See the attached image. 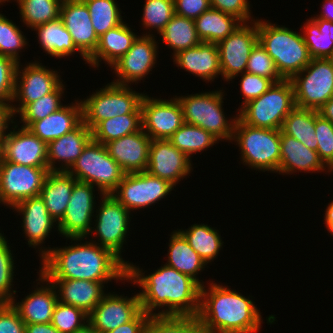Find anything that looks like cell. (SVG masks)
Segmentation results:
<instances>
[{"mask_svg": "<svg viewBox=\"0 0 333 333\" xmlns=\"http://www.w3.org/2000/svg\"><path fill=\"white\" fill-rule=\"evenodd\" d=\"M88 237H67L77 244L63 248H38L41 258L39 272L47 279H82L108 283L127 281V265L112 251L101 247ZM80 241V243H78ZM43 247V248H42Z\"/></svg>", "mask_w": 333, "mask_h": 333, "instance_id": "cell-1", "label": "cell"}, {"mask_svg": "<svg viewBox=\"0 0 333 333\" xmlns=\"http://www.w3.org/2000/svg\"><path fill=\"white\" fill-rule=\"evenodd\" d=\"M38 275L39 278L36 281H39L37 284L41 287H37L38 285L36 288L33 287L35 290L23 298L21 302H16L15 299L11 302L25 324L51 323L53 310L58 302L54 285L40 272ZM43 282H46L45 286Z\"/></svg>", "mask_w": 333, "mask_h": 333, "instance_id": "cell-24", "label": "cell"}, {"mask_svg": "<svg viewBox=\"0 0 333 333\" xmlns=\"http://www.w3.org/2000/svg\"><path fill=\"white\" fill-rule=\"evenodd\" d=\"M12 104H0V146L5 136L7 135L6 130L9 131L10 123L13 124L16 122L13 121L14 115L12 112ZM9 124V125H8Z\"/></svg>", "mask_w": 333, "mask_h": 333, "instance_id": "cell-58", "label": "cell"}, {"mask_svg": "<svg viewBox=\"0 0 333 333\" xmlns=\"http://www.w3.org/2000/svg\"><path fill=\"white\" fill-rule=\"evenodd\" d=\"M138 36L129 51L116 61L113 68L118 79L112 83L130 86L144 79L157 63L158 42L153 34ZM130 84V85H129Z\"/></svg>", "mask_w": 333, "mask_h": 333, "instance_id": "cell-17", "label": "cell"}, {"mask_svg": "<svg viewBox=\"0 0 333 333\" xmlns=\"http://www.w3.org/2000/svg\"><path fill=\"white\" fill-rule=\"evenodd\" d=\"M211 8L234 16L242 23L255 21L251 17L250 3L248 0H210Z\"/></svg>", "mask_w": 333, "mask_h": 333, "instance_id": "cell-54", "label": "cell"}, {"mask_svg": "<svg viewBox=\"0 0 333 333\" xmlns=\"http://www.w3.org/2000/svg\"><path fill=\"white\" fill-rule=\"evenodd\" d=\"M76 178L64 171H50L46 176L40 197L50 216L59 222L67 209Z\"/></svg>", "mask_w": 333, "mask_h": 333, "instance_id": "cell-32", "label": "cell"}, {"mask_svg": "<svg viewBox=\"0 0 333 333\" xmlns=\"http://www.w3.org/2000/svg\"><path fill=\"white\" fill-rule=\"evenodd\" d=\"M168 140L190 159L193 153H200L219 142L208 131L188 123H184Z\"/></svg>", "mask_w": 333, "mask_h": 333, "instance_id": "cell-41", "label": "cell"}, {"mask_svg": "<svg viewBox=\"0 0 333 333\" xmlns=\"http://www.w3.org/2000/svg\"><path fill=\"white\" fill-rule=\"evenodd\" d=\"M280 166L278 173L293 174L295 172H324L326 166L320 160L317 151L307 148L300 141L284 134L280 137Z\"/></svg>", "mask_w": 333, "mask_h": 333, "instance_id": "cell-30", "label": "cell"}, {"mask_svg": "<svg viewBox=\"0 0 333 333\" xmlns=\"http://www.w3.org/2000/svg\"><path fill=\"white\" fill-rule=\"evenodd\" d=\"M281 130L259 128L244 124L237 118L232 141L241 150L244 165L257 171L278 173L280 166Z\"/></svg>", "mask_w": 333, "mask_h": 333, "instance_id": "cell-5", "label": "cell"}, {"mask_svg": "<svg viewBox=\"0 0 333 333\" xmlns=\"http://www.w3.org/2000/svg\"><path fill=\"white\" fill-rule=\"evenodd\" d=\"M33 30L37 32L38 42L46 54L63 58L71 56L77 51L88 63V59L74 45L72 36L65 28L61 18L39 25Z\"/></svg>", "mask_w": 333, "mask_h": 333, "instance_id": "cell-34", "label": "cell"}, {"mask_svg": "<svg viewBox=\"0 0 333 333\" xmlns=\"http://www.w3.org/2000/svg\"><path fill=\"white\" fill-rule=\"evenodd\" d=\"M136 266L127 265V280L142 289L138 295L146 314L198 316L201 285L197 281L166 264L146 276L144 270ZM158 308L162 310L156 313Z\"/></svg>", "mask_w": 333, "mask_h": 333, "instance_id": "cell-2", "label": "cell"}, {"mask_svg": "<svg viewBox=\"0 0 333 333\" xmlns=\"http://www.w3.org/2000/svg\"><path fill=\"white\" fill-rule=\"evenodd\" d=\"M0 333H25V323L11 303H0Z\"/></svg>", "mask_w": 333, "mask_h": 333, "instance_id": "cell-55", "label": "cell"}, {"mask_svg": "<svg viewBox=\"0 0 333 333\" xmlns=\"http://www.w3.org/2000/svg\"><path fill=\"white\" fill-rule=\"evenodd\" d=\"M60 18L72 36L76 48L88 59L96 50L99 37L83 0H63Z\"/></svg>", "mask_w": 333, "mask_h": 333, "instance_id": "cell-22", "label": "cell"}, {"mask_svg": "<svg viewBox=\"0 0 333 333\" xmlns=\"http://www.w3.org/2000/svg\"><path fill=\"white\" fill-rule=\"evenodd\" d=\"M92 140L91 129L82 121L75 129L47 144L49 171L67 172ZM60 167H56L57 162Z\"/></svg>", "mask_w": 333, "mask_h": 333, "instance_id": "cell-26", "label": "cell"}, {"mask_svg": "<svg viewBox=\"0 0 333 333\" xmlns=\"http://www.w3.org/2000/svg\"><path fill=\"white\" fill-rule=\"evenodd\" d=\"M77 181L98 187L102 195L112 194L126 174L108 154L104 144L91 140L67 171Z\"/></svg>", "mask_w": 333, "mask_h": 333, "instance_id": "cell-8", "label": "cell"}, {"mask_svg": "<svg viewBox=\"0 0 333 333\" xmlns=\"http://www.w3.org/2000/svg\"><path fill=\"white\" fill-rule=\"evenodd\" d=\"M174 186L147 171L126 173L112 195L131 213L147 208L169 195Z\"/></svg>", "mask_w": 333, "mask_h": 333, "instance_id": "cell-13", "label": "cell"}, {"mask_svg": "<svg viewBox=\"0 0 333 333\" xmlns=\"http://www.w3.org/2000/svg\"><path fill=\"white\" fill-rule=\"evenodd\" d=\"M318 114L330 122L333 123V97L329 99L322 107L318 110Z\"/></svg>", "mask_w": 333, "mask_h": 333, "instance_id": "cell-61", "label": "cell"}, {"mask_svg": "<svg viewBox=\"0 0 333 333\" xmlns=\"http://www.w3.org/2000/svg\"><path fill=\"white\" fill-rule=\"evenodd\" d=\"M73 333H98L93 327L92 325L88 322L86 323L83 327H81L80 329H77L75 332Z\"/></svg>", "mask_w": 333, "mask_h": 333, "instance_id": "cell-63", "label": "cell"}, {"mask_svg": "<svg viewBox=\"0 0 333 333\" xmlns=\"http://www.w3.org/2000/svg\"><path fill=\"white\" fill-rule=\"evenodd\" d=\"M14 125L1 144L0 157L9 162L31 167H48L47 143L25 127Z\"/></svg>", "mask_w": 333, "mask_h": 333, "instance_id": "cell-19", "label": "cell"}, {"mask_svg": "<svg viewBox=\"0 0 333 333\" xmlns=\"http://www.w3.org/2000/svg\"><path fill=\"white\" fill-rule=\"evenodd\" d=\"M10 2V0H0V4H3V3H5V2Z\"/></svg>", "mask_w": 333, "mask_h": 333, "instance_id": "cell-65", "label": "cell"}, {"mask_svg": "<svg viewBox=\"0 0 333 333\" xmlns=\"http://www.w3.org/2000/svg\"><path fill=\"white\" fill-rule=\"evenodd\" d=\"M143 6V27L149 30L154 28L158 34L175 14L173 0H145Z\"/></svg>", "mask_w": 333, "mask_h": 333, "instance_id": "cell-47", "label": "cell"}, {"mask_svg": "<svg viewBox=\"0 0 333 333\" xmlns=\"http://www.w3.org/2000/svg\"><path fill=\"white\" fill-rule=\"evenodd\" d=\"M222 90L178 96L184 122L199 126L211 133L219 141H232L234 125L238 115L225 117Z\"/></svg>", "mask_w": 333, "mask_h": 333, "instance_id": "cell-7", "label": "cell"}, {"mask_svg": "<svg viewBox=\"0 0 333 333\" xmlns=\"http://www.w3.org/2000/svg\"><path fill=\"white\" fill-rule=\"evenodd\" d=\"M88 323V314L72 305L56 303L51 324L60 333H73Z\"/></svg>", "mask_w": 333, "mask_h": 333, "instance_id": "cell-48", "label": "cell"}, {"mask_svg": "<svg viewBox=\"0 0 333 333\" xmlns=\"http://www.w3.org/2000/svg\"><path fill=\"white\" fill-rule=\"evenodd\" d=\"M99 205L94 215L95 225L91 229V233L95 231L94 235L99 238L93 242L109 249L128 265L129 261L122 258L121 251L130 229L131 214L112 194L102 195Z\"/></svg>", "mask_w": 333, "mask_h": 333, "instance_id": "cell-11", "label": "cell"}, {"mask_svg": "<svg viewBox=\"0 0 333 333\" xmlns=\"http://www.w3.org/2000/svg\"><path fill=\"white\" fill-rule=\"evenodd\" d=\"M274 82L262 76L244 72L241 74L240 91L244 97L241 107L252 99L260 97Z\"/></svg>", "mask_w": 333, "mask_h": 333, "instance_id": "cell-53", "label": "cell"}, {"mask_svg": "<svg viewBox=\"0 0 333 333\" xmlns=\"http://www.w3.org/2000/svg\"><path fill=\"white\" fill-rule=\"evenodd\" d=\"M324 224H326V229L333 236V200L330 202L324 213Z\"/></svg>", "mask_w": 333, "mask_h": 333, "instance_id": "cell-62", "label": "cell"}, {"mask_svg": "<svg viewBox=\"0 0 333 333\" xmlns=\"http://www.w3.org/2000/svg\"><path fill=\"white\" fill-rule=\"evenodd\" d=\"M138 35L134 33L124 21L109 29L99 37L98 46L95 52L88 58V63L92 68L100 66L103 60L105 64L111 67L132 47Z\"/></svg>", "mask_w": 333, "mask_h": 333, "instance_id": "cell-31", "label": "cell"}, {"mask_svg": "<svg viewBox=\"0 0 333 333\" xmlns=\"http://www.w3.org/2000/svg\"><path fill=\"white\" fill-rule=\"evenodd\" d=\"M174 12L189 19H197L211 8L210 0H173Z\"/></svg>", "mask_w": 333, "mask_h": 333, "instance_id": "cell-56", "label": "cell"}, {"mask_svg": "<svg viewBox=\"0 0 333 333\" xmlns=\"http://www.w3.org/2000/svg\"><path fill=\"white\" fill-rule=\"evenodd\" d=\"M142 130L152 139L168 140L185 122L175 95L169 100L145 95L141 100Z\"/></svg>", "mask_w": 333, "mask_h": 333, "instance_id": "cell-16", "label": "cell"}, {"mask_svg": "<svg viewBox=\"0 0 333 333\" xmlns=\"http://www.w3.org/2000/svg\"><path fill=\"white\" fill-rule=\"evenodd\" d=\"M315 134L318 141L317 153L320 160L333 173V123L322 118L315 110Z\"/></svg>", "mask_w": 333, "mask_h": 333, "instance_id": "cell-50", "label": "cell"}, {"mask_svg": "<svg viewBox=\"0 0 333 333\" xmlns=\"http://www.w3.org/2000/svg\"><path fill=\"white\" fill-rule=\"evenodd\" d=\"M245 72L269 78L274 83L283 80L275 67L273 59L259 42L250 53Z\"/></svg>", "mask_w": 333, "mask_h": 333, "instance_id": "cell-51", "label": "cell"}, {"mask_svg": "<svg viewBox=\"0 0 333 333\" xmlns=\"http://www.w3.org/2000/svg\"><path fill=\"white\" fill-rule=\"evenodd\" d=\"M169 239L168 259L166 265L186 274L197 281L201 286L204 282L197 278V274L204 271L207 263L189 245L184 236L177 230L171 233Z\"/></svg>", "mask_w": 333, "mask_h": 333, "instance_id": "cell-33", "label": "cell"}, {"mask_svg": "<svg viewBox=\"0 0 333 333\" xmlns=\"http://www.w3.org/2000/svg\"><path fill=\"white\" fill-rule=\"evenodd\" d=\"M257 19L258 42L273 59L279 75L291 79L311 60L303 35L285 26Z\"/></svg>", "mask_w": 333, "mask_h": 333, "instance_id": "cell-4", "label": "cell"}, {"mask_svg": "<svg viewBox=\"0 0 333 333\" xmlns=\"http://www.w3.org/2000/svg\"><path fill=\"white\" fill-rule=\"evenodd\" d=\"M188 333H212L208 329L197 323Z\"/></svg>", "mask_w": 333, "mask_h": 333, "instance_id": "cell-64", "label": "cell"}, {"mask_svg": "<svg viewBox=\"0 0 333 333\" xmlns=\"http://www.w3.org/2000/svg\"><path fill=\"white\" fill-rule=\"evenodd\" d=\"M151 141L141 128L133 134L106 143L105 147L125 173H138L147 169Z\"/></svg>", "mask_w": 333, "mask_h": 333, "instance_id": "cell-23", "label": "cell"}, {"mask_svg": "<svg viewBox=\"0 0 333 333\" xmlns=\"http://www.w3.org/2000/svg\"><path fill=\"white\" fill-rule=\"evenodd\" d=\"M302 28L311 59H330L333 56V22L310 18Z\"/></svg>", "mask_w": 333, "mask_h": 333, "instance_id": "cell-36", "label": "cell"}, {"mask_svg": "<svg viewBox=\"0 0 333 333\" xmlns=\"http://www.w3.org/2000/svg\"><path fill=\"white\" fill-rule=\"evenodd\" d=\"M197 323L193 316L153 315L146 333H188Z\"/></svg>", "mask_w": 333, "mask_h": 333, "instance_id": "cell-49", "label": "cell"}, {"mask_svg": "<svg viewBox=\"0 0 333 333\" xmlns=\"http://www.w3.org/2000/svg\"><path fill=\"white\" fill-rule=\"evenodd\" d=\"M18 27L12 20L0 13V56L12 58L20 63L19 51L28 43L27 38Z\"/></svg>", "mask_w": 333, "mask_h": 333, "instance_id": "cell-45", "label": "cell"}, {"mask_svg": "<svg viewBox=\"0 0 333 333\" xmlns=\"http://www.w3.org/2000/svg\"><path fill=\"white\" fill-rule=\"evenodd\" d=\"M64 84L61 83L53 92L42 96L36 101L27 104L18 114L23 123L22 127L27 128L32 122L44 119L53 112L59 110L63 100Z\"/></svg>", "mask_w": 333, "mask_h": 333, "instance_id": "cell-44", "label": "cell"}, {"mask_svg": "<svg viewBox=\"0 0 333 333\" xmlns=\"http://www.w3.org/2000/svg\"><path fill=\"white\" fill-rule=\"evenodd\" d=\"M14 211L22 215V228L26 236L29 247L38 248L45 239L49 237L51 229L58 222L54 220L47 210L44 200L40 196L27 198L13 208ZM21 213V214H20Z\"/></svg>", "mask_w": 333, "mask_h": 333, "instance_id": "cell-25", "label": "cell"}, {"mask_svg": "<svg viewBox=\"0 0 333 333\" xmlns=\"http://www.w3.org/2000/svg\"><path fill=\"white\" fill-rule=\"evenodd\" d=\"M89 9L95 33L100 37L123 22L121 10L115 0H83Z\"/></svg>", "mask_w": 333, "mask_h": 333, "instance_id": "cell-43", "label": "cell"}, {"mask_svg": "<svg viewBox=\"0 0 333 333\" xmlns=\"http://www.w3.org/2000/svg\"><path fill=\"white\" fill-rule=\"evenodd\" d=\"M256 306L249 297L210 281L208 289L201 286L200 309L196 318L212 333H257L263 320Z\"/></svg>", "mask_w": 333, "mask_h": 333, "instance_id": "cell-3", "label": "cell"}, {"mask_svg": "<svg viewBox=\"0 0 333 333\" xmlns=\"http://www.w3.org/2000/svg\"><path fill=\"white\" fill-rule=\"evenodd\" d=\"M18 64L12 58L0 56V104L12 102Z\"/></svg>", "mask_w": 333, "mask_h": 333, "instance_id": "cell-52", "label": "cell"}, {"mask_svg": "<svg viewBox=\"0 0 333 333\" xmlns=\"http://www.w3.org/2000/svg\"><path fill=\"white\" fill-rule=\"evenodd\" d=\"M41 64L37 61L28 63L26 67L18 64L12 102L18 101L19 104L18 107L15 104L11 106L13 115L18 114L27 104L53 92L63 82L58 71Z\"/></svg>", "mask_w": 333, "mask_h": 333, "instance_id": "cell-14", "label": "cell"}, {"mask_svg": "<svg viewBox=\"0 0 333 333\" xmlns=\"http://www.w3.org/2000/svg\"><path fill=\"white\" fill-rule=\"evenodd\" d=\"M144 93H138L127 85L108 83L87 99L81 100L83 122L93 129L100 121L130 113H141Z\"/></svg>", "mask_w": 333, "mask_h": 333, "instance_id": "cell-9", "label": "cell"}, {"mask_svg": "<svg viewBox=\"0 0 333 333\" xmlns=\"http://www.w3.org/2000/svg\"><path fill=\"white\" fill-rule=\"evenodd\" d=\"M174 64L204 81H214L221 75L219 50L216 43L201 41L197 46L179 51L173 57Z\"/></svg>", "mask_w": 333, "mask_h": 333, "instance_id": "cell-27", "label": "cell"}, {"mask_svg": "<svg viewBox=\"0 0 333 333\" xmlns=\"http://www.w3.org/2000/svg\"><path fill=\"white\" fill-rule=\"evenodd\" d=\"M57 291L58 301L90 314L103 299L104 283L82 279H48Z\"/></svg>", "mask_w": 333, "mask_h": 333, "instance_id": "cell-28", "label": "cell"}, {"mask_svg": "<svg viewBox=\"0 0 333 333\" xmlns=\"http://www.w3.org/2000/svg\"><path fill=\"white\" fill-rule=\"evenodd\" d=\"M250 25L249 22L242 23L217 43L222 78L227 82L245 72L250 53L258 43L257 19Z\"/></svg>", "mask_w": 333, "mask_h": 333, "instance_id": "cell-15", "label": "cell"}, {"mask_svg": "<svg viewBox=\"0 0 333 333\" xmlns=\"http://www.w3.org/2000/svg\"><path fill=\"white\" fill-rule=\"evenodd\" d=\"M93 185L77 181L63 218L57 224V231L63 237H89L92 217L95 211V192Z\"/></svg>", "mask_w": 333, "mask_h": 333, "instance_id": "cell-18", "label": "cell"}, {"mask_svg": "<svg viewBox=\"0 0 333 333\" xmlns=\"http://www.w3.org/2000/svg\"><path fill=\"white\" fill-rule=\"evenodd\" d=\"M199 39L218 43L232 34L242 22L232 15L210 8L194 20Z\"/></svg>", "mask_w": 333, "mask_h": 333, "instance_id": "cell-35", "label": "cell"}, {"mask_svg": "<svg viewBox=\"0 0 333 333\" xmlns=\"http://www.w3.org/2000/svg\"><path fill=\"white\" fill-rule=\"evenodd\" d=\"M290 80L296 107L318 110L333 97V62L325 58L311 59Z\"/></svg>", "mask_w": 333, "mask_h": 333, "instance_id": "cell-10", "label": "cell"}, {"mask_svg": "<svg viewBox=\"0 0 333 333\" xmlns=\"http://www.w3.org/2000/svg\"><path fill=\"white\" fill-rule=\"evenodd\" d=\"M82 121V103L75 100L44 119L32 122L27 129L48 144L75 129Z\"/></svg>", "mask_w": 333, "mask_h": 333, "instance_id": "cell-29", "label": "cell"}, {"mask_svg": "<svg viewBox=\"0 0 333 333\" xmlns=\"http://www.w3.org/2000/svg\"><path fill=\"white\" fill-rule=\"evenodd\" d=\"M295 107L293 84L290 79H283L243 105L237 115L246 125L281 130L284 119Z\"/></svg>", "mask_w": 333, "mask_h": 333, "instance_id": "cell-6", "label": "cell"}, {"mask_svg": "<svg viewBox=\"0 0 333 333\" xmlns=\"http://www.w3.org/2000/svg\"><path fill=\"white\" fill-rule=\"evenodd\" d=\"M150 317L142 310L133 320L105 333H146Z\"/></svg>", "mask_w": 333, "mask_h": 333, "instance_id": "cell-57", "label": "cell"}, {"mask_svg": "<svg viewBox=\"0 0 333 333\" xmlns=\"http://www.w3.org/2000/svg\"><path fill=\"white\" fill-rule=\"evenodd\" d=\"M191 159L166 139H154L149 148L146 171L174 187L192 171Z\"/></svg>", "mask_w": 333, "mask_h": 333, "instance_id": "cell-21", "label": "cell"}, {"mask_svg": "<svg viewBox=\"0 0 333 333\" xmlns=\"http://www.w3.org/2000/svg\"><path fill=\"white\" fill-rule=\"evenodd\" d=\"M159 35H161V41L173 49V56L179 51L197 46L201 42L194 20L177 14L173 15Z\"/></svg>", "mask_w": 333, "mask_h": 333, "instance_id": "cell-37", "label": "cell"}, {"mask_svg": "<svg viewBox=\"0 0 333 333\" xmlns=\"http://www.w3.org/2000/svg\"><path fill=\"white\" fill-rule=\"evenodd\" d=\"M142 128L141 113H130L100 121L92 130V140L106 144Z\"/></svg>", "mask_w": 333, "mask_h": 333, "instance_id": "cell-40", "label": "cell"}, {"mask_svg": "<svg viewBox=\"0 0 333 333\" xmlns=\"http://www.w3.org/2000/svg\"><path fill=\"white\" fill-rule=\"evenodd\" d=\"M322 5V10L320 15H316V17H311V18H320L326 21H331L333 22V0H324Z\"/></svg>", "mask_w": 333, "mask_h": 333, "instance_id": "cell-60", "label": "cell"}, {"mask_svg": "<svg viewBox=\"0 0 333 333\" xmlns=\"http://www.w3.org/2000/svg\"><path fill=\"white\" fill-rule=\"evenodd\" d=\"M114 293H106L88 315V322L98 333L112 331L142 311L138 293L130 298Z\"/></svg>", "mask_w": 333, "mask_h": 333, "instance_id": "cell-20", "label": "cell"}, {"mask_svg": "<svg viewBox=\"0 0 333 333\" xmlns=\"http://www.w3.org/2000/svg\"><path fill=\"white\" fill-rule=\"evenodd\" d=\"M7 239L0 232V303H11L15 299L16 290H13L14 255L11 252ZM12 290V291H11Z\"/></svg>", "mask_w": 333, "mask_h": 333, "instance_id": "cell-46", "label": "cell"}, {"mask_svg": "<svg viewBox=\"0 0 333 333\" xmlns=\"http://www.w3.org/2000/svg\"><path fill=\"white\" fill-rule=\"evenodd\" d=\"M178 231L207 264L212 262L219 254V251L223 249L222 245L224 242L219 230L207 224H193L187 230L179 229Z\"/></svg>", "mask_w": 333, "mask_h": 333, "instance_id": "cell-38", "label": "cell"}, {"mask_svg": "<svg viewBox=\"0 0 333 333\" xmlns=\"http://www.w3.org/2000/svg\"><path fill=\"white\" fill-rule=\"evenodd\" d=\"M281 131L294 137L307 148L317 151L315 110L295 107L284 119Z\"/></svg>", "mask_w": 333, "mask_h": 333, "instance_id": "cell-39", "label": "cell"}, {"mask_svg": "<svg viewBox=\"0 0 333 333\" xmlns=\"http://www.w3.org/2000/svg\"><path fill=\"white\" fill-rule=\"evenodd\" d=\"M16 1V0H14ZM63 0H17L23 25L35 27L60 18Z\"/></svg>", "mask_w": 333, "mask_h": 333, "instance_id": "cell-42", "label": "cell"}, {"mask_svg": "<svg viewBox=\"0 0 333 333\" xmlns=\"http://www.w3.org/2000/svg\"><path fill=\"white\" fill-rule=\"evenodd\" d=\"M48 167H31L5 161L0 157V199L13 208L19 202L40 196Z\"/></svg>", "mask_w": 333, "mask_h": 333, "instance_id": "cell-12", "label": "cell"}, {"mask_svg": "<svg viewBox=\"0 0 333 333\" xmlns=\"http://www.w3.org/2000/svg\"><path fill=\"white\" fill-rule=\"evenodd\" d=\"M25 333H60L51 323L25 324Z\"/></svg>", "mask_w": 333, "mask_h": 333, "instance_id": "cell-59", "label": "cell"}]
</instances>
